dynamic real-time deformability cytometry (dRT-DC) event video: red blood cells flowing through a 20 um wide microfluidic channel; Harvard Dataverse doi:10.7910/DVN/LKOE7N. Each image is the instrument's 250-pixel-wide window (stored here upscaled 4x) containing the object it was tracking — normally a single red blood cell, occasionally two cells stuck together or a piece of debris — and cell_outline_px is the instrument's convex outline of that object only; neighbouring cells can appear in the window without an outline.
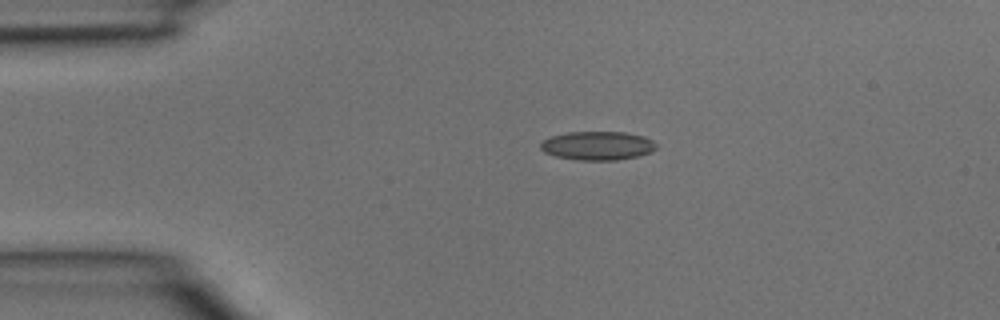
{"species": "common noctule bat (a hibernating species)", "species_latin": "Nyctalus noctula", "temperature_condition": "room temperature", "stored_images_in_passage": 3, "camera_frame_rate_fps": 3000, "um_per_image_px": 0.085, "animal": {"sex": "male", "body_mass_g": 15.6}, "frame": {"image": 1, "passage_image": 2, "time_ms": 0.333, "image_size_px": [1000, 320], "cell_outline_px": [[660, 144], [652, 152], [640, 156], [616, 160], [576, 160], [556, 156], [544, 152], [540, 148], [540, 144], [544, 140], [552, 136], [568, 132], [624, 132], [644, 136]], "centroid_in_image_um": [50.84, 12.39], "position_along_channel_um": 34.2, "area_um2": 19.54}}